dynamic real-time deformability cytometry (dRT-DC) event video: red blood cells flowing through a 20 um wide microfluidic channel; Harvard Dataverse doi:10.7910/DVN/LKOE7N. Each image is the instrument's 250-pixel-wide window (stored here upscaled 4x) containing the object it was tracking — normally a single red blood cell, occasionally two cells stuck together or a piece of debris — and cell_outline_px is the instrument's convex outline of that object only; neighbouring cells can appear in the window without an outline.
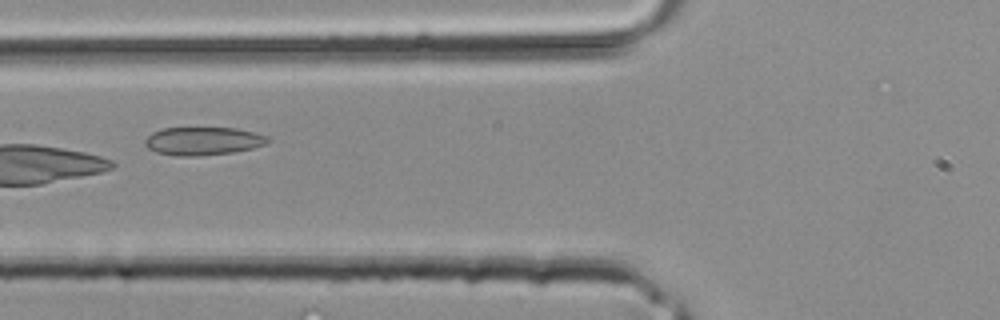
{"species": "common noctule bat (a hibernating species)", "species_latin": "Nyctalus noctula", "temperature_condition": "room temperature", "stored_images_in_passage": 5, "camera_frame_rate_fps": 3000, "um_per_image_px": 0.085, "animal": {"sex": "male", "body_mass_g": 20.4}, "frame": {"image": 1, "passage_image": 5, "time_ms": 1.333, "image_size_px": [1000, 320], "cell_outline_px": [[272, 140], [268, 144], [252, 148], [232, 152], [196, 156], [176, 156], [156, 152], [148, 148], [144, 144], [144, 140], [152, 132], [160, 128], [236, 128], [268, 136]], "centroid_in_image_um": [17.25, 11.99], "position_along_channel_um": 108.5, "area_um2": 20.23}}